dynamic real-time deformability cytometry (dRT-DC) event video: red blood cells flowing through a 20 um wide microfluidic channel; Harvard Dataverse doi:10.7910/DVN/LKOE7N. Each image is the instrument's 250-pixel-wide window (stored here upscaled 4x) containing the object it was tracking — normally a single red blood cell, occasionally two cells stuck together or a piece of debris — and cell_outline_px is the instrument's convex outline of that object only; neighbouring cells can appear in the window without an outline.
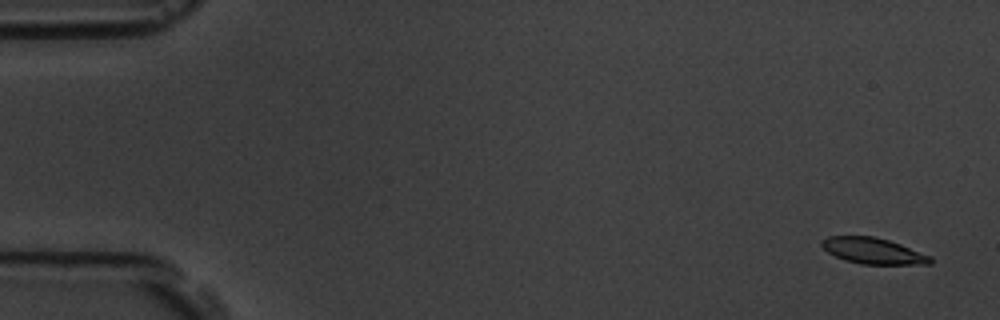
{"species": "common noctule bat (a hibernating species)", "species_latin": "Nyctalus noctula", "temperature_condition": "room temperature", "stored_images_in_passage": 13, "camera_frame_rate_fps": 3000, "um_per_image_px": 0.085, "animal": {"sex": "male", "body_mass_g": 19.5, "forearm_length_mm": 54.6}, "frame": {"image": 1, "passage_image": 1, "time_ms": 0.0, "image_size_px": [1000, 320], "cell_outline_px": [[932, 264], [860, 264], [844, 260], [828, 252], [820, 244], [820, 240], [828, 236], [872, 236], [888, 240], [900, 244], [932, 256]], "centroid_in_image_um": [74.21, 21.32], "position_along_channel_um": 10.8, "area_um2": 16.47}}
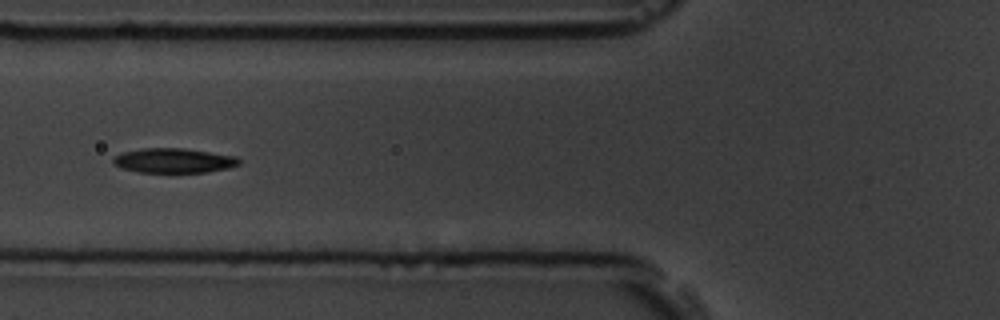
{"frame": {"image": 2, "passage_image": 6, "time_ms": 6.667, "image_size_px": [1000, 320], "cell_outline_px": [[240, 164], [228, 168], [208, 172], [140, 172], [120, 168], [112, 164], [112, 160], [116, 156], [124, 152], [144, 148], [184, 148], [236, 156], [240, 160]], "centroid_in_image_um": [14.77, 13.65], "position_along_channel_um": 111.0, "area_um2": 18.03}}
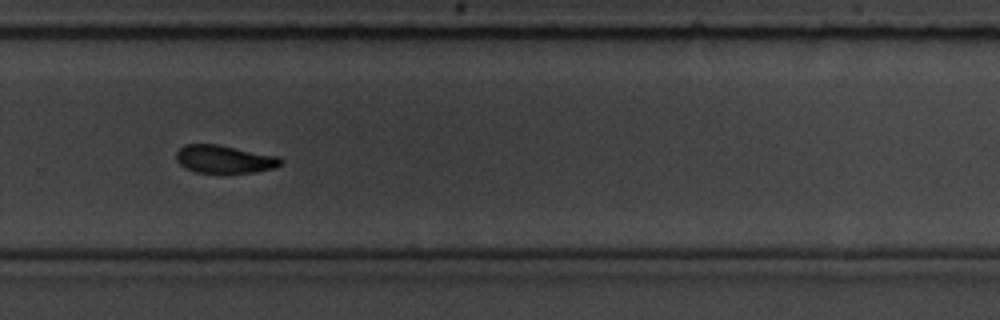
{"frame": {"image": 3, "passage_image": 11, "time_ms": 12.333, "image_size_px": [1000, 320], "cell_outline_px": [[284, 164], [272, 168], [252, 172], [224, 176], [196, 172], [184, 168], [176, 160], [176, 152], [184, 144], [216, 144], [280, 156], [284, 160]], "centroid_in_image_um": [19.08, 13.57], "position_along_channel_um": 310.7, "area_um2": 17.8}, "authors_computed_cell_mechanics": {"area_um2": 17.8602, "velocity_mm_per_s": 3.5303, "shape_relaxation_time_tau1_ms": 1.727, "shape_relaxation_time_tau2_ms": null, "deformation_change_tau1": 0.0883, "deformation_change_tau2": null}}